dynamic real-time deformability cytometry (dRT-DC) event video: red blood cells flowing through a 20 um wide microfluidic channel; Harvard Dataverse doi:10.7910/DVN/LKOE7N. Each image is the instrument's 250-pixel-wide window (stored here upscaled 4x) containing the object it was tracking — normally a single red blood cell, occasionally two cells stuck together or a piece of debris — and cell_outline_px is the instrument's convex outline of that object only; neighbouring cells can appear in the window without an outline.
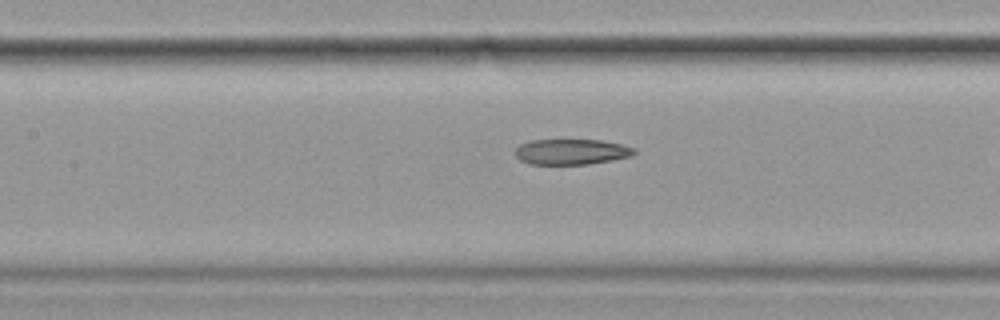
{"species": "common noctule bat (a hibernating species)", "species_latin": "Nyctalus noctula", "temperature_condition": "cold", "stored_images_in_passage": 27, "camera_frame_rate_fps": 3000, "um_per_image_px": 0.085, "animal": {"sex": "female", "body_mass_g": 19.9}, "frame": {"image": 1, "passage_image": 12, "time_ms": 3.667, "image_size_px": [1000, 320], "cell_outline_px": [[636, 152], [632, 156], [612, 160], [588, 164], [528, 164], [520, 160], [516, 156], [516, 148], [520, 144], [532, 140], [604, 140], [636, 148]], "centroid_in_image_um": [48.59, 12.9], "position_along_channel_um": 158.8, "area_um2": 17.74}}
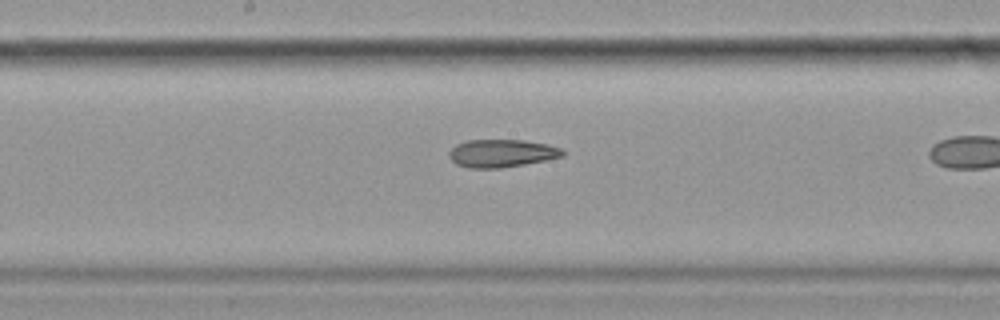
{"frame": {"image": 2, "passage_image": 16, "time_ms": 5.0, "image_size_px": [1000, 320], "cell_outline_px": [[564, 156], [524, 164], [500, 168], [468, 168], [456, 164], [448, 156], [448, 152], [456, 144], [464, 140], [524, 140], [548, 144], [564, 148]], "centroid_in_image_um": [42.63, 13.02], "position_along_channel_um": 205.6, "area_um2": 18.55}}
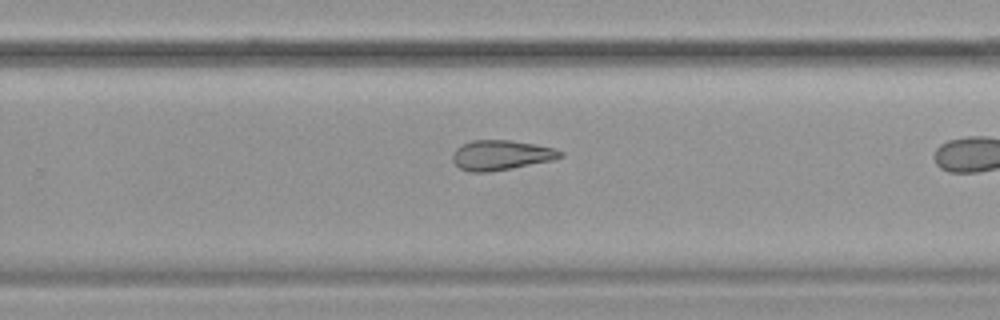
{"frame": {"image": 3, "passage_image": 23, "time_ms": 7.333, "image_size_px": [1000, 320], "cell_outline_px": [[564, 156], [552, 160], [512, 168], [488, 172], [468, 172], [460, 168], [452, 160], [452, 152], [460, 144], [472, 140], [512, 140], [536, 144], [556, 148], [564, 152]], "centroid_in_image_um": [42.59, 13.17], "position_along_channel_um": 287.2, "area_um2": 19.02}}